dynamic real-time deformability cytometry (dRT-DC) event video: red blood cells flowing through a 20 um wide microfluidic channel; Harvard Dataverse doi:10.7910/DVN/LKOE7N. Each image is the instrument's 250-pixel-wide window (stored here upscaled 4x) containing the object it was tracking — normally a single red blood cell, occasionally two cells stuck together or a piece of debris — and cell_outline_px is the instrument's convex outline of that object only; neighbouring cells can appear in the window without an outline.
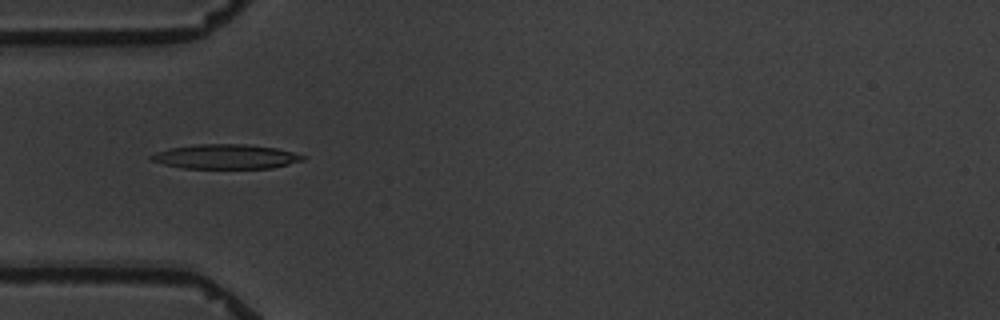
{"species": "common noctule bat (a hibernating species)", "species_latin": "Nyctalus noctula", "temperature_condition": "warm", "stored_images_in_passage": 9, "camera_frame_rate_fps": 3000, "um_per_image_px": 0.085, "animal": {"sex": "male", "body_mass_g": 19.5, "forearm_length_mm": 54.6}, "frame": {"image": 1, "passage_image": 3, "time_ms": 2.333, "image_size_px": [1000, 320], "cell_outline_px": [[308, 156], [304, 160], [272, 168], [184, 168], [164, 164], [152, 160], [148, 156], [156, 152], [172, 148], [196, 144], [244, 144], [276, 148]], "centroid_in_image_um": [19.21, 13.31], "position_along_channel_um": 65.8, "area_um2": 21.5}}
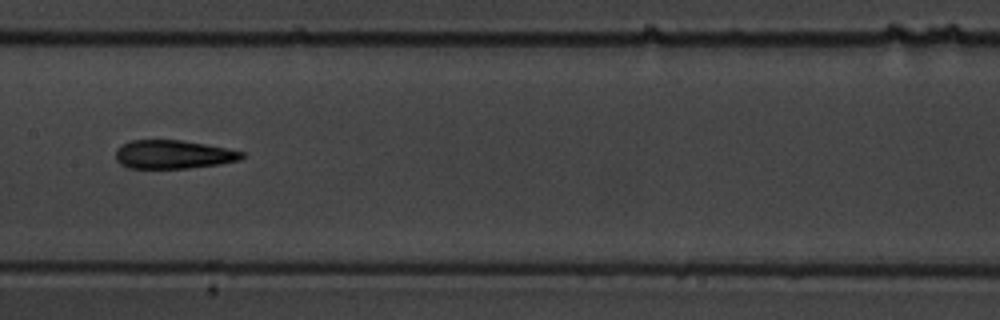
{"frame": {"image": 2, "passage_image": 6, "time_ms": 6.0, "image_size_px": [1000, 320], "cell_outline_px": [[244, 156], [240, 160], [220, 164], [188, 168], [128, 168], [120, 164], [116, 160], [116, 148], [132, 140], [180, 140], [228, 148], [244, 152]], "centroid_in_image_um": [14.73, 13.13], "position_along_channel_um": 192.7, "area_um2": 20.98}}
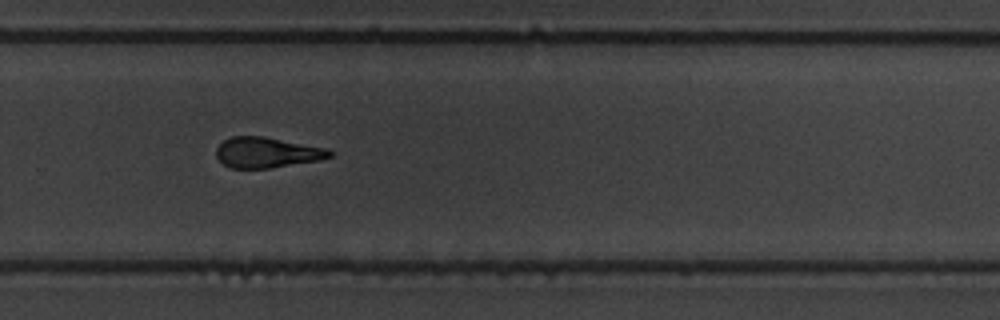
{"frame": {"image": 3, "passage_image": 9, "time_ms": 9.333, "image_size_px": [1000, 320], "cell_outline_px": [[336, 152], [332, 156], [320, 160], [268, 168], [228, 168], [216, 156], [216, 148], [224, 140], [232, 136], [264, 136], [328, 148]], "centroid_in_image_um": [22.72, 12.95], "position_along_channel_um": 307.1, "area_um2": 20.29}}